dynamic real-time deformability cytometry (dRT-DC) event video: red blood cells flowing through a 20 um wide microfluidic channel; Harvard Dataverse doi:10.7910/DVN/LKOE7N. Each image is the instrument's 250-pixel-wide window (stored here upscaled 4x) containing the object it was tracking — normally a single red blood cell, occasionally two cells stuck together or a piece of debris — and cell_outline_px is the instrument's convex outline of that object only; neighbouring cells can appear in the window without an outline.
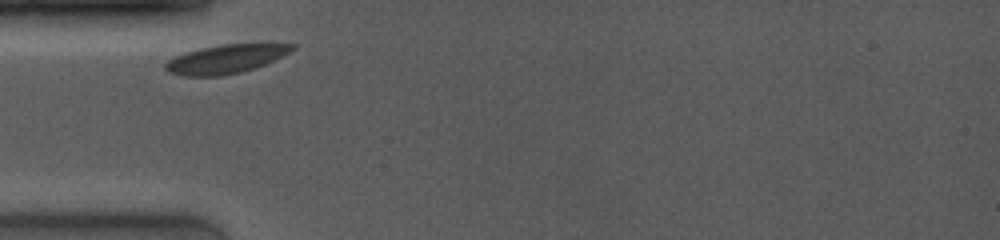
{"species": "common noctule bat (a hibernating species)", "species_latin": "Nyctalus noctula", "temperature_condition": "room temperature", "stored_images_in_passage": 6, "camera_frame_rate_fps": 4000, "um_per_image_px": 0.085, "animal": {"sex": "female", "body_mass_g": 19.0, "forearm_length_mm": 53.3}, "frame": {"image": 1, "passage_image": 1, "time_ms": 0.0, "image_size_px": [1000, 240], "cell_outline_px": [[296, 48], [264, 64], [240, 72], [220, 76], [184, 76], [168, 72], [164, 68], [164, 64], [168, 60], [184, 52], [200, 48], [220, 44], [296, 44]], "centroid_in_image_um": [19.11, 5.01], "position_along_channel_um": 65.9, "area_um2": 20.92}}
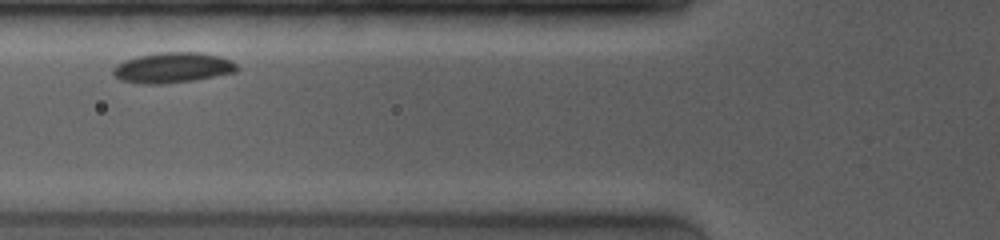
{"frame": {"image": 2, "passage_image": 3, "time_ms": 1.25, "image_size_px": [1000, 240], "cell_outline_px": [[240, 68], [236, 72], [192, 80], [164, 84], [140, 84], [120, 80], [112, 72], [116, 64], [124, 60], [136, 56], [160, 52], [204, 52], [220, 56], [236, 64]], "centroid_in_image_um": [14.66, 5.74], "position_along_channel_um": 111.1, "area_um2": 22.02}}